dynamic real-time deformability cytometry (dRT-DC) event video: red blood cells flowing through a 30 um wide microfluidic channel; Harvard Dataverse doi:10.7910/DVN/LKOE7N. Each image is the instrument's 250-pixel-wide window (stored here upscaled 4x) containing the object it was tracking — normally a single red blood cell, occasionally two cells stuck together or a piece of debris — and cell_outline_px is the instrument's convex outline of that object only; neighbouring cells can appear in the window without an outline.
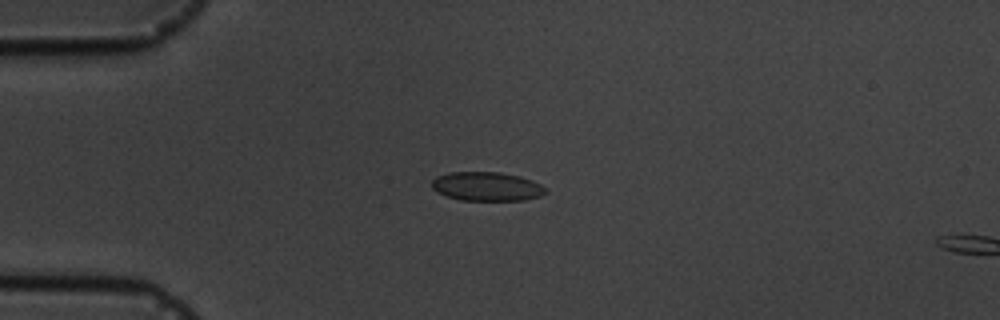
{"species": "common noctule bat (a hibernating species)", "species_latin": "Nyctalus noctula", "temperature_condition": "cold", "stored_images_in_passage": 6, "segment_of_instrument_passage": [1, 2], "camera_frame_rate_fps": 3000, "um_per_image_px": 0.085, "animal": {"sex": "male", "body_mass_g": 19.5, "forearm_length_mm": 54.6}, "frame": {"image": 1, "passage_image": 5, "time_ms": 4.333, "image_size_px": [1000, 320], "cell_outline_px": [[548, 192], [540, 196], [524, 200], [460, 200], [436, 192], [432, 188], [432, 180], [436, 176], [448, 172], [500, 172], [520, 176], [532, 180], [548, 188]], "centroid_in_image_um": [41.39, 15.84], "position_along_channel_um": 43.6, "area_um2": 19.36}}